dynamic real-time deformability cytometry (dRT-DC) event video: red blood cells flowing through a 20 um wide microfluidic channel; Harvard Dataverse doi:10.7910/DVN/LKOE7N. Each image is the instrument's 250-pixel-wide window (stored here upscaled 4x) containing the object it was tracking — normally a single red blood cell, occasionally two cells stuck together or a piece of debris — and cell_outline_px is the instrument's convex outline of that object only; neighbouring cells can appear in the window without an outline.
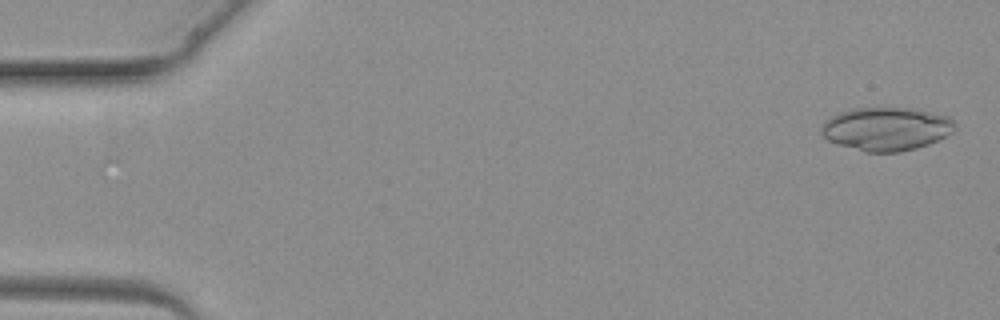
{"species": "common noctule bat (a hibernating species)", "species_latin": "Nyctalus noctula", "temperature_condition": "warm", "stored_images_in_passage": 6, "segment_of_instrument_passage": [1, 2], "camera_frame_rate_fps": 3000, "um_per_image_px": 0.085, "animal": {"sex": "female", "body_mass_g": 19.3, "forearm_length_mm": 54.1}, "frame": {"image": 1, "passage_image": 1, "time_ms": 0.0, "image_size_px": [1000, 320], "cell_outline_px": [[956, 128], [952, 132], [928, 144], [916, 148], [900, 152], [864, 152], [828, 140], [820, 132], [820, 128], [832, 116], [840, 112], [852, 108], [912, 108], [948, 116], [956, 124]], "centroid_in_image_um": [75.34, 10.95], "position_along_channel_um": 9.7, "area_um2": 33.47}}